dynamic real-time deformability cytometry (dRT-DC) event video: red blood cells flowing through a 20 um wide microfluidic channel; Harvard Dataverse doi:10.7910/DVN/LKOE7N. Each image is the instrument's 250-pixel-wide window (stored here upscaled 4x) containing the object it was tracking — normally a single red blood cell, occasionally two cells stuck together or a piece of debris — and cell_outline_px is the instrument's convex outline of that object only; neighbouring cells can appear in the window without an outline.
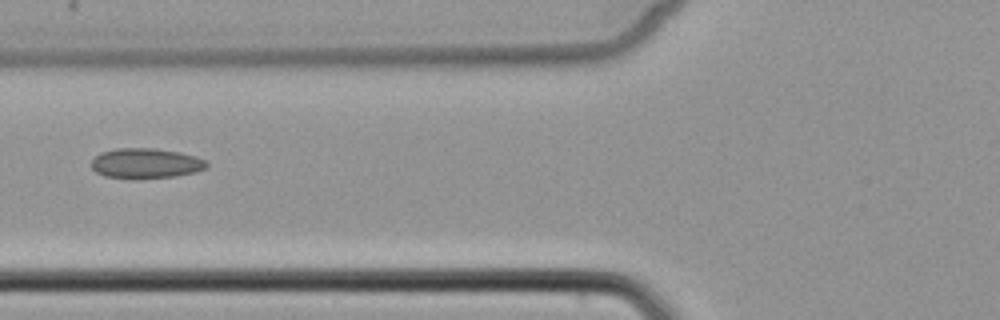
{"species": "common noctule bat (a hibernating species)", "species_latin": "Nyctalus noctula", "temperature_condition": "cold", "stored_images_in_passage": 6, "camera_frame_rate_fps": 3000, "um_per_image_px": 0.085, "animal": {"sex": "female", "body_mass_g": 22.7, "forearm_length_mm": 54.2}, "frame": {"image": 1, "passage_image": 6, "time_ms": 6.0, "image_size_px": [1000, 320], "cell_outline_px": [[208, 168], [196, 172], [176, 176], [136, 180], [132, 180], [104, 176], [96, 172], [92, 168], [92, 160], [100, 152], [116, 148], [152, 148], [180, 152], [196, 156], [204, 160], [208, 164]], "centroid_in_image_um": [12.39, 13.9], "position_along_channel_um": 113.4, "area_um2": 20.69}}